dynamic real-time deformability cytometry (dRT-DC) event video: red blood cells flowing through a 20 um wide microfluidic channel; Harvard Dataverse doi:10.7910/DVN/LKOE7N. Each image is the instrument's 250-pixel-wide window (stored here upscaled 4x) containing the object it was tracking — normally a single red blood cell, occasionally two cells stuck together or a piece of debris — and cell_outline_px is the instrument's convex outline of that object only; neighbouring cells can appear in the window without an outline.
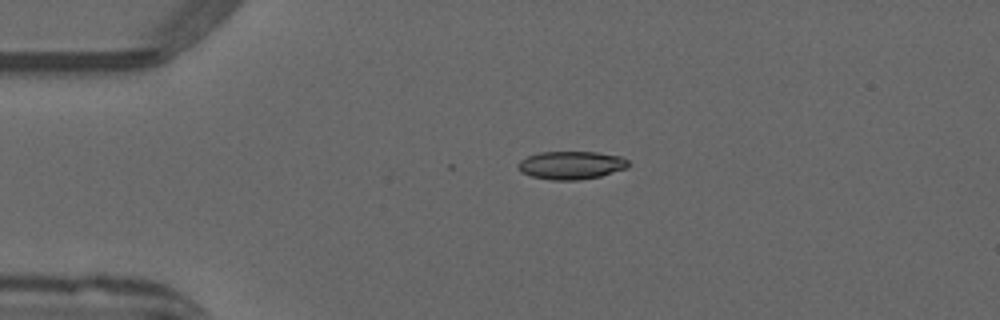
{"species": "common noctule bat (a hibernating species)", "species_latin": "Nyctalus noctula", "temperature_condition": "warm", "stored_images_in_passage": 7, "camera_frame_rate_fps": 3000, "um_per_image_px": 0.085, "animal": {"sex": "male", "forearm_length_mm": 52.5}, "frame": {"image": 1, "passage_image": 2, "time_ms": 0.333, "image_size_px": [1000, 320], "cell_outline_px": [[628, 168], [600, 176], [580, 180], [552, 180], [532, 176], [520, 172], [516, 168], [516, 164], [520, 160], [528, 156], [540, 152], [596, 152], [620, 156], [628, 160]], "centroid_in_image_um": [48.52, 14.04], "position_along_channel_um": 36.5, "area_um2": 18.15}}